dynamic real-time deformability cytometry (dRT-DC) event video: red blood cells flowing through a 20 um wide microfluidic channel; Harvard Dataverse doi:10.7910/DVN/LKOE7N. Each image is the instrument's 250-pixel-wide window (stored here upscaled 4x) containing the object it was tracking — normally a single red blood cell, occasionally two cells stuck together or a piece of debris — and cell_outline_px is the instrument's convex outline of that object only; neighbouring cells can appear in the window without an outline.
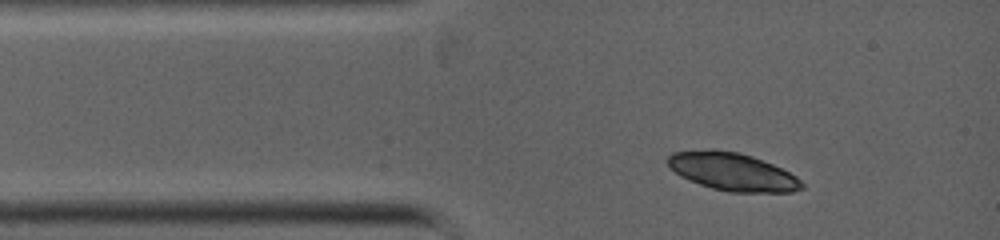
{"species": "common noctule bat (a hibernating species)", "species_latin": "Nyctalus noctula", "temperature_condition": "warm", "stored_images_in_passage": 2, "camera_frame_rate_fps": 5000, "um_per_image_px": 0.085, "animal": {"sex": "female", "body_mass_g": 19.0, "forearm_length_mm": 53.3}, "frame": {"image": 1, "passage_image": 2, "time_ms": 0.2, "image_size_px": [1000, 240], "cell_outline_px": [[804, 188], [792, 192], [728, 192], [712, 188], [700, 184], [680, 176], [664, 160], [672, 152], [708, 148], [716, 148], [740, 152], [752, 156], [772, 164], [796, 176], [804, 184]], "centroid_in_image_um": [62.23, 14.57], "position_along_channel_um": 22.8, "area_um2": 29.82}}